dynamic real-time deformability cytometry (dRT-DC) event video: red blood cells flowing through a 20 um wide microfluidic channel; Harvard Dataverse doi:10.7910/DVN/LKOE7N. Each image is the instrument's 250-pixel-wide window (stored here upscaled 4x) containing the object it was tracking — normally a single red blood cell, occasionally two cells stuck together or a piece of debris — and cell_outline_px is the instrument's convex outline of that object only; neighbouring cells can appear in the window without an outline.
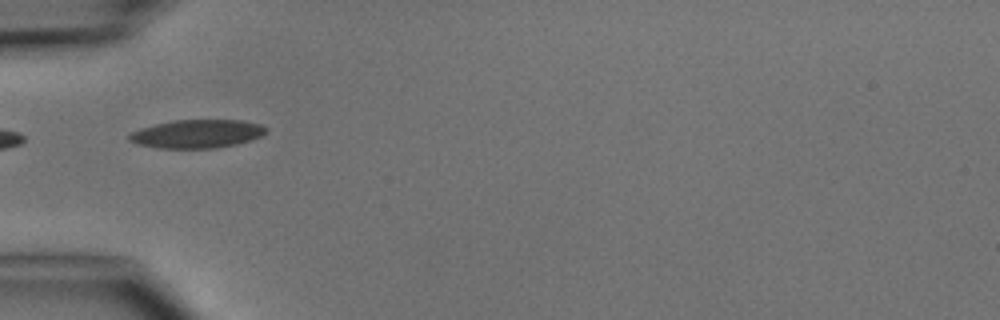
{"species": "common noctule bat (a hibernating species)", "species_latin": "Nyctalus noctula", "temperature_condition": "cold", "stored_images_in_passage": 1, "camera_frame_rate_fps": 3000, "um_per_image_px": 0.085, "animal": {"sex": "male", "body_mass_g": 15.6}, "frame": {"image": 1, "passage_image": 1, "time_ms": 0.0, "image_size_px": [1000, 320], "cell_outline_px": [[268, 132], [260, 136], [236, 144], [216, 148], [156, 148], [136, 144], [128, 140], [128, 136], [132, 132], [140, 128], [156, 124], [176, 120], [244, 120], [260, 124], [268, 128]], "centroid_in_image_um": [16.74, 11.37], "position_along_channel_um": 68.3, "area_um2": 22.66}}